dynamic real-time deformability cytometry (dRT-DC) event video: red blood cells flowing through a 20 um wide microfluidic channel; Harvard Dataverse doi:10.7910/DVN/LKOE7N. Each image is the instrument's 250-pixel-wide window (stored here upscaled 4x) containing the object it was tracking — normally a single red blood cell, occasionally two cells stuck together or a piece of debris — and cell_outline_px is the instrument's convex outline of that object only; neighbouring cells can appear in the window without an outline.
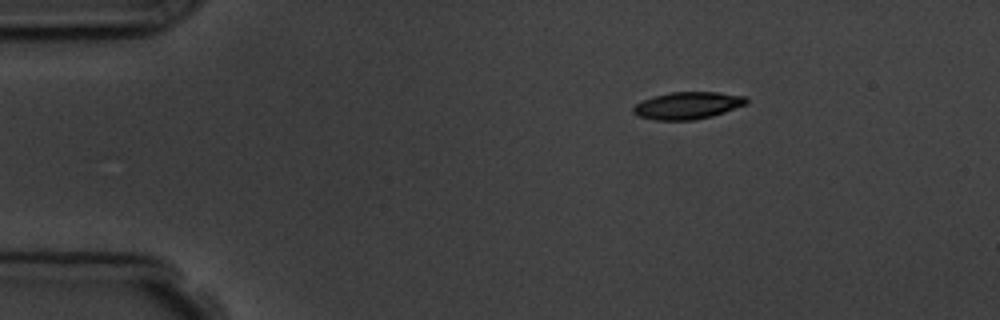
{"species": "common noctule bat (a hibernating species)", "species_latin": "Nyctalus noctula", "temperature_condition": "room temperature", "stored_images_in_passage": 3, "camera_frame_rate_fps": 3000, "um_per_image_px": 0.085, "animal": {"sex": "male", "body_mass_g": 19.5, "forearm_length_mm": 54.6}, "frame": {"image": 1, "passage_image": 1, "time_ms": 0.0, "image_size_px": [1000, 320], "cell_outline_px": [[748, 104], [712, 116], [696, 120], [656, 120], [640, 116], [632, 112], [632, 108], [636, 104], [644, 100], [656, 96], [672, 92], [720, 92], [744, 96], [748, 100]], "centroid_in_image_um": [58.49, 8.97], "position_along_channel_um": 26.5, "area_um2": 17.8}}